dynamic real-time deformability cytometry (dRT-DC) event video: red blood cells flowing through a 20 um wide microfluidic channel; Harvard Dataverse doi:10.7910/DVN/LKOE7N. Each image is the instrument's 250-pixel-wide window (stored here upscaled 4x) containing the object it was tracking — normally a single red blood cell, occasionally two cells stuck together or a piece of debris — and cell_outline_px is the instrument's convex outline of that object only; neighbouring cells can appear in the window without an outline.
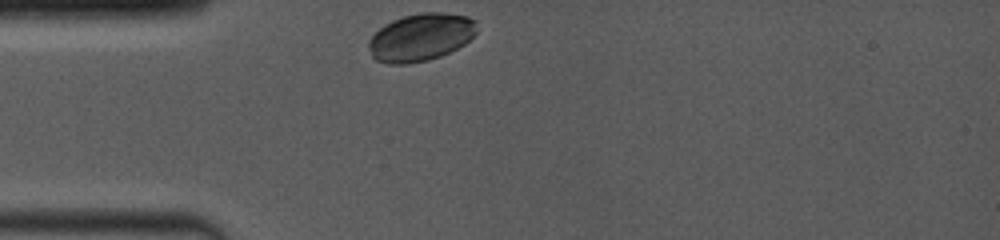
{"species": "common noctule bat (a hibernating species)", "species_latin": "Nyctalus noctula", "temperature_condition": "room temperature", "stored_images_in_passage": 23, "camera_frame_rate_fps": 4000, "um_per_image_px": 0.085, "animal": {"sex": "female", "body_mass_g": 19.0, "forearm_length_mm": 53.3}, "frame": {"image": 1, "passage_image": 1, "time_ms": 0.0, "image_size_px": [1000, 240], "cell_outline_px": [[476, 32], [464, 44], [440, 56], [428, 60], [408, 64], [388, 64], [376, 60], [372, 56], [368, 48], [368, 40], [384, 24], [392, 20], [404, 16], [420, 12], [444, 12], [468, 16], [476, 20]], "centroid_in_image_um": [35.74, 3.16], "position_along_channel_um": 49.3, "area_um2": 30.06}}
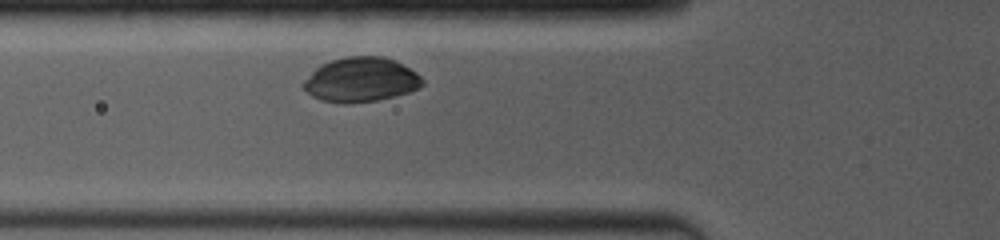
{"frame": {"image": 2, "passage_image": 7, "time_ms": 1.5, "image_size_px": [1000, 240], "cell_outline_px": [[424, 84], [420, 88], [408, 92], [376, 100], [344, 104], [320, 100], [312, 96], [300, 84], [320, 64], [332, 60], [348, 56], [380, 56], [396, 60], [416, 72], [424, 80]], "centroid_in_image_um": [30.67, 6.77], "position_along_channel_um": 95.1, "area_um2": 30.87}}
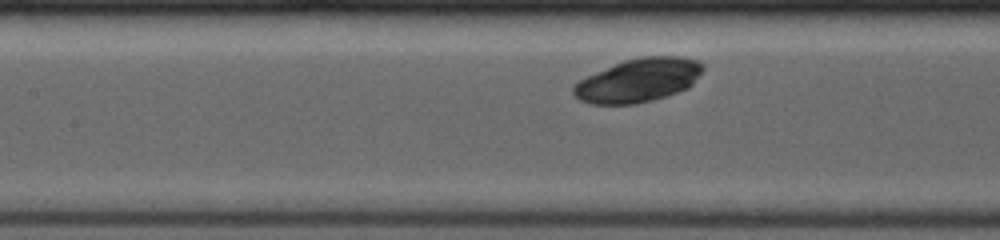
{"frame": {"image": 3, "passage_image": 13, "time_ms": 3.0, "image_size_px": [1000, 240], "cell_outline_px": [[704, 68], [692, 84], [688, 88], [652, 100], [636, 104], [592, 104], [580, 100], [572, 92], [572, 88], [580, 80], [588, 76], [624, 60], [640, 56], [680, 56], [696, 60], [704, 64]], "centroid_in_image_um": [54.28, 6.82], "position_along_channel_um": 153.1, "area_um2": 32.54}}